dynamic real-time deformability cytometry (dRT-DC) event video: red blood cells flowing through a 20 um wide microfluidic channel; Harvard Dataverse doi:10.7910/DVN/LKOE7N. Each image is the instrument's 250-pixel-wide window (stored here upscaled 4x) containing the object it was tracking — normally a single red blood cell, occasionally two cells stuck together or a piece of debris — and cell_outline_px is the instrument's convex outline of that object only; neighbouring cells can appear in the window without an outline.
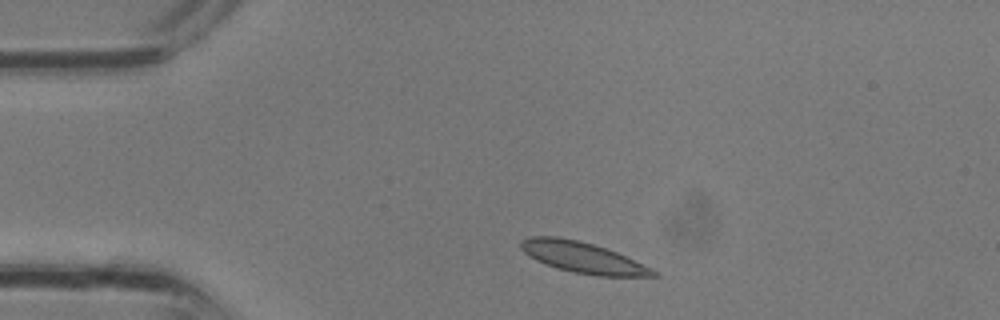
{"species": "common noctule bat (a hibernating species)", "species_latin": "Nyctalus noctula", "temperature_condition": "room temperature", "stored_images_in_passage": 2, "camera_frame_rate_fps": 3000, "um_per_image_px": 0.085, "animal": {"sex": "male", "body_mass_g": 13.3}, "frame": {"image": 1, "passage_image": 1, "time_ms": 0.0, "image_size_px": [1000, 320], "cell_outline_px": [[660, 276], [596, 276], [572, 272], [556, 268], [536, 260], [524, 252], [520, 248], [520, 240], [532, 236], [556, 236], [576, 240], [592, 244], [616, 252], [652, 268]], "centroid_in_image_um": [49.5, 21.89], "position_along_channel_um": 35.5, "area_um2": 23.64}}